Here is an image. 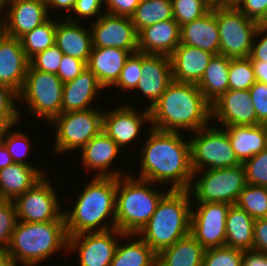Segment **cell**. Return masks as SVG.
<instances>
[{
  "label": "cell",
  "instance_id": "6da1fadb",
  "mask_svg": "<svg viewBox=\"0 0 267 266\" xmlns=\"http://www.w3.org/2000/svg\"><path fill=\"white\" fill-rule=\"evenodd\" d=\"M141 148L140 173L136 178L160 184H170V190H189L193 170L190 141L181 132L150 128Z\"/></svg>",
  "mask_w": 267,
  "mask_h": 266
},
{
  "label": "cell",
  "instance_id": "7a4b0ae2",
  "mask_svg": "<svg viewBox=\"0 0 267 266\" xmlns=\"http://www.w3.org/2000/svg\"><path fill=\"white\" fill-rule=\"evenodd\" d=\"M149 112L150 127L160 131L195 132L212 121L211 104L198 86L174 80Z\"/></svg>",
  "mask_w": 267,
  "mask_h": 266
},
{
  "label": "cell",
  "instance_id": "3957f363",
  "mask_svg": "<svg viewBox=\"0 0 267 266\" xmlns=\"http://www.w3.org/2000/svg\"><path fill=\"white\" fill-rule=\"evenodd\" d=\"M116 189V177L91 178L72 210H63L68 237L115 228Z\"/></svg>",
  "mask_w": 267,
  "mask_h": 266
},
{
  "label": "cell",
  "instance_id": "277c9868",
  "mask_svg": "<svg viewBox=\"0 0 267 266\" xmlns=\"http://www.w3.org/2000/svg\"><path fill=\"white\" fill-rule=\"evenodd\" d=\"M191 207L189 190H170L137 235L158 254L190 234Z\"/></svg>",
  "mask_w": 267,
  "mask_h": 266
},
{
  "label": "cell",
  "instance_id": "5b68a950",
  "mask_svg": "<svg viewBox=\"0 0 267 266\" xmlns=\"http://www.w3.org/2000/svg\"><path fill=\"white\" fill-rule=\"evenodd\" d=\"M61 250L68 251L65 221H17L6 252L22 266H38Z\"/></svg>",
  "mask_w": 267,
  "mask_h": 266
},
{
  "label": "cell",
  "instance_id": "8992f818",
  "mask_svg": "<svg viewBox=\"0 0 267 266\" xmlns=\"http://www.w3.org/2000/svg\"><path fill=\"white\" fill-rule=\"evenodd\" d=\"M125 173L117 178L115 228L123 234H138L170 189L162 193L154 189L157 184Z\"/></svg>",
  "mask_w": 267,
  "mask_h": 266
},
{
  "label": "cell",
  "instance_id": "52a82bcc",
  "mask_svg": "<svg viewBox=\"0 0 267 266\" xmlns=\"http://www.w3.org/2000/svg\"><path fill=\"white\" fill-rule=\"evenodd\" d=\"M63 87L56 74L41 72L29 64L18 102L28 108L34 118L51 123L62 113Z\"/></svg>",
  "mask_w": 267,
  "mask_h": 266
},
{
  "label": "cell",
  "instance_id": "ba28073f",
  "mask_svg": "<svg viewBox=\"0 0 267 266\" xmlns=\"http://www.w3.org/2000/svg\"><path fill=\"white\" fill-rule=\"evenodd\" d=\"M192 180L195 181L189 188L191 198L194 199L192 203L236 204L239 194L247 185L243 163L234 167L196 171L193 172Z\"/></svg>",
  "mask_w": 267,
  "mask_h": 266
},
{
  "label": "cell",
  "instance_id": "9c48e42d",
  "mask_svg": "<svg viewBox=\"0 0 267 266\" xmlns=\"http://www.w3.org/2000/svg\"><path fill=\"white\" fill-rule=\"evenodd\" d=\"M103 109L61 113L51 123L56 128L54 155L81 150L103 130Z\"/></svg>",
  "mask_w": 267,
  "mask_h": 266
},
{
  "label": "cell",
  "instance_id": "30bf717a",
  "mask_svg": "<svg viewBox=\"0 0 267 266\" xmlns=\"http://www.w3.org/2000/svg\"><path fill=\"white\" fill-rule=\"evenodd\" d=\"M216 125L201 128L188 138L193 172L242 164L231 147L227 132Z\"/></svg>",
  "mask_w": 267,
  "mask_h": 266
},
{
  "label": "cell",
  "instance_id": "8fae6325",
  "mask_svg": "<svg viewBox=\"0 0 267 266\" xmlns=\"http://www.w3.org/2000/svg\"><path fill=\"white\" fill-rule=\"evenodd\" d=\"M219 29V54L230 59L250 56L258 22L238 9L216 8Z\"/></svg>",
  "mask_w": 267,
  "mask_h": 266
},
{
  "label": "cell",
  "instance_id": "7c38bea8",
  "mask_svg": "<svg viewBox=\"0 0 267 266\" xmlns=\"http://www.w3.org/2000/svg\"><path fill=\"white\" fill-rule=\"evenodd\" d=\"M45 175L31 189L14 200L17 220L22 222L65 221L63 209L49 177Z\"/></svg>",
  "mask_w": 267,
  "mask_h": 266
},
{
  "label": "cell",
  "instance_id": "4fadbf2b",
  "mask_svg": "<svg viewBox=\"0 0 267 266\" xmlns=\"http://www.w3.org/2000/svg\"><path fill=\"white\" fill-rule=\"evenodd\" d=\"M190 234L206 250L225 246L226 216L230 204L192 203Z\"/></svg>",
  "mask_w": 267,
  "mask_h": 266
},
{
  "label": "cell",
  "instance_id": "5bb4252c",
  "mask_svg": "<svg viewBox=\"0 0 267 266\" xmlns=\"http://www.w3.org/2000/svg\"><path fill=\"white\" fill-rule=\"evenodd\" d=\"M122 235V232L113 228L70 236L67 254L77 251L79 266H110Z\"/></svg>",
  "mask_w": 267,
  "mask_h": 266
},
{
  "label": "cell",
  "instance_id": "9a60e30c",
  "mask_svg": "<svg viewBox=\"0 0 267 266\" xmlns=\"http://www.w3.org/2000/svg\"><path fill=\"white\" fill-rule=\"evenodd\" d=\"M92 48H121L138 52V32L131 17L103 13L91 23Z\"/></svg>",
  "mask_w": 267,
  "mask_h": 266
},
{
  "label": "cell",
  "instance_id": "2e32d148",
  "mask_svg": "<svg viewBox=\"0 0 267 266\" xmlns=\"http://www.w3.org/2000/svg\"><path fill=\"white\" fill-rule=\"evenodd\" d=\"M124 103L117 108H111L103 113V131L121 148L133 143L139 135L143 125L150 126V112L148 109L139 110Z\"/></svg>",
  "mask_w": 267,
  "mask_h": 266
},
{
  "label": "cell",
  "instance_id": "e0dca14e",
  "mask_svg": "<svg viewBox=\"0 0 267 266\" xmlns=\"http://www.w3.org/2000/svg\"><path fill=\"white\" fill-rule=\"evenodd\" d=\"M5 10L3 33L17 39L50 17L46 0H8Z\"/></svg>",
  "mask_w": 267,
  "mask_h": 266
},
{
  "label": "cell",
  "instance_id": "ac0fdd59",
  "mask_svg": "<svg viewBox=\"0 0 267 266\" xmlns=\"http://www.w3.org/2000/svg\"><path fill=\"white\" fill-rule=\"evenodd\" d=\"M141 73L135 90L150 101L145 107L149 110L173 81L169 56L142 53Z\"/></svg>",
  "mask_w": 267,
  "mask_h": 266
},
{
  "label": "cell",
  "instance_id": "d6986e66",
  "mask_svg": "<svg viewBox=\"0 0 267 266\" xmlns=\"http://www.w3.org/2000/svg\"><path fill=\"white\" fill-rule=\"evenodd\" d=\"M211 107L212 120H218L221 128L231 125H257L249 89H228Z\"/></svg>",
  "mask_w": 267,
  "mask_h": 266
},
{
  "label": "cell",
  "instance_id": "ffe728a7",
  "mask_svg": "<svg viewBox=\"0 0 267 266\" xmlns=\"http://www.w3.org/2000/svg\"><path fill=\"white\" fill-rule=\"evenodd\" d=\"M30 60L26 57L20 39L0 36V85L20 93Z\"/></svg>",
  "mask_w": 267,
  "mask_h": 266
},
{
  "label": "cell",
  "instance_id": "44dd1931",
  "mask_svg": "<svg viewBox=\"0 0 267 266\" xmlns=\"http://www.w3.org/2000/svg\"><path fill=\"white\" fill-rule=\"evenodd\" d=\"M120 152L121 148L102 130L81 149V166L97 171V177H121L123 171L111 167Z\"/></svg>",
  "mask_w": 267,
  "mask_h": 266
},
{
  "label": "cell",
  "instance_id": "7402d4cb",
  "mask_svg": "<svg viewBox=\"0 0 267 266\" xmlns=\"http://www.w3.org/2000/svg\"><path fill=\"white\" fill-rule=\"evenodd\" d=\"M214 55L197 47L179 44L169 56L173 80L197 84Z\"/></svg>",
  "mask_w": 267,
  "mask_h": 266
},
{
  "label": "cell",
  "instance_id": "603a6c76",
  "mask_svg": "<svg viewBox=\"0 0 267 266\" xmlns=\"http://www.w3.org/2000/svg\"><path fill=\"white\" fill-rule=\"evenodd\" d=\"M181 27L174 20H165L144 27L138 32V52L170 56L180 44Z\"/></svg>",
  "mask_w": 267,
  "mask_h": 266
},
{
  "label": "cell",
  "instance_id": "cb8c5ba5",
  "mask_svg": "<svg viewBox=\"0 0 267 266\" xmlns=\"http://www.w3.org/2000/svg\"><path fill=\"white\" fill-rule=\"evenodd\" d=\"M64 18L62 15V21L59 17L57 19L55 44L64 55L78 58L87 64L92 50L91 29L80 22Z\"/></svg>",
  "mask_w": 267,
  "mask_h": 266
},
{
  "label": "cell",
  "instance_id": "d4e9b609",
  "mask_svg": "<svg viewBox=\"0 0 267 266\" xmlns=\"http://www.w3.org/2000/svg\"><path fill=\"white\" fill-rule=\"evenodd\" d=\"M103 90L97 77L86 68L74 80L64 83L62 113L96 108L90 105Z\"/></svg>",
  "mask_w": 267,
  "mask_h": 266
},
{
  "label": "cell",
  "instance_id": "484cf974",
  "mask_svg": "<svg viewBox=\"0 0 267 266\" xmlns=\"http://www.w3.org/2000/svg\"><path fill=\"white\" fill-rule=\"evenodd\" d=\"M180 44L197 47L219 54L220 37L216 22V8L205 15L181 26Z\"/></svg>",
  "mask_w": 267,
  "mask_h": 266
},
{
  "label": "cell",
  "instance_id": "4316f807",
  "mask_svg": "<svg viewBox=\"0 0 267 266\" xmlns=\"http://www.w3.org/2000/svg\"><path fill=\"white\" fill-rule=\"evenodd\" d=\"M132 53L121 48H92L87 68L97 77L99 83L108 90L120 77L126 60Z\"/></svg>",
  "mask_w": 267,
  "mask_h": 266
},
{
  "label": "cell",
  "instance_id": "83f0119b",
  "mask_svg": "<svg viewBox=\"0 0 267 266\" xmlns=\"http://www.w3.org/2000/svg\"><path fill=\"white\" fill-rule=\"evenodd\" d=\"M223 129L227 132L231 147L241 163L267 147V131L264 124L231 125Z\"/></svg>",
  "mask_w": 267,
  "mask_h": 266
},
{
  "label": "cell",
  "instance_id": "f1b7e54d",
  "mask_svg": "<svg viewBox=\"0 0 267 266\" xmlns=\"http://www.w3.org/2000/svg\"><path fill=\"white\" fill-rule=\"evenodd\" d=\"M46 171L35 166L13 163L0 169V184L5 200L14 201L39 182Z\"/></svg>",
  "mask_w": 267,
  "mask_h": 266
},
{
  "label": "cell",
  "instance_id": "f546056e",
  "mask_svg": "<svg viewBox=\"0 0 267 266\" xmlns=\"http://www.w3.org/2000/svg\"><path fill=\"white\" fill-rule=\"evenodd\" d=\"M110 266H157V254L137 234H123Z\"/></svg>",
  "mask_w": 267,
  "mask_h": 266
},
{
  "label": "cell",
  "instance_id": "4dcf8cb0",
  "mask_svg": "<svg viewBox=\"0 0 267 266\" xmlns=\"http://www.w3.org/2000/svg\"><path fill=\"white\" fill-rule=\"evenodd\" d=\"M229 65L230 58L214 55L196 84L211 105L229 89Z\"/></svg>",
  "mask_w": 267,
  "mask_h": 266
},
{
  "label": "cell",
  "instance_id": "1f68e13d",
  "mask_svg": "<svg viewBox=\"0 0 267 266\" xmlns=\"http://www.w3.org/2000/svg\"><path fill=\"white\" fill-rule=\"evenodd\" d=\"M255 220L236 204L230 205L226 216L225 246L242 251L253 250Z\"/></svg>",
  "mask_w": 267,
  "mask_h": 266
},
{
  "label": "cell",
  "instance_id": "d6a6232c",
  "mask_svg": "<svg viewBox=\"0 0 267 266\" xmlns=\"http://www.w3.org/2000/svg\"><path fill=\"white\" fill-rule=\"evenodd\" d=\"M205 249L191 235L157 254V266H202Z\"/></svg>",
  "mask_w": 267,
  "mask_h": 266
},
{
  "label": "cell",
  "instance_id": "836d02e7",
  "mask_svg": "<svg viewBox=\"0 0 267 266\" xmlns=\"http://www.w3.org/2000/svg\"><path fill=\"white\" fill-rule=\"evenodd\" d=\"M173 19L172 0H140L131 20L137 32L155 23Z\"/></svg>",
  "mask_w": 267,
  "mask_h": 266
},
{
  "label": "cell",
  "instance_id": "e575fe53",
  "mask_svg": "<svg viewBox=\"0 0 267 266\" xmlns=\"http://www.w3.org/2000/svg\"><path fill=\"white\" fill-rule=\"evenodd\" d=\"M56 18H48L20 38L26 57L30 60L37 53L42 52L55 44Z\"/></svg>",
  "mask_w": 267,
  "mask_h": 266
},
{
  "label": "cell",
  "instance_id": "d590c367",
  "mask_svg": "<svg viewBox=\"0 0 267 266\" xmlns=\"http://www.w3.org/2000/svg\"><path fill=\"white\" fill-rule=\"evenodd\" d=\"M236 205L254 220L267 218V187L247 184L239 194Z\"/></svg>",
  "mask_w": 267,
  "mask_h": 266
},
{
  "label": "cell",
  "instance_id": "8d00e7d4",
  "mask_svg": "<svg viewBox=\"0 0 267 266\" xmlns=\"http://www.w3.org/2000/svg\"><path fill=\"white\" fill-rule=\"evenodd\" d=\"M12 127L8 126L2 137V143L5 145L8 153L11 155L14 163H22L29 166H34L31 163L25 160L31 154L30 148L32 144L30 143V137L26 133L24 134L20 129H16V131L11 130ZM31 144V145H30Z\"/></svg>",
  "mask_w": 267,
  "mask_h": 266
},
{
  "label": "cell",
  "instance_id": "74e56055",
  "mask_svg": "<svg viewBox=\"0 0 267 266\" xmlns=\"http://www.w3.org/2000/svg\"><path fill=\"white\" fill-rule=\"evenodd\" d=\"M173 19L183 26L199 19L212 8L209 0H172Z\"/></svg>",
  "mask_w": 267,
  "mask_h": 266
},
{
  "label": "cell",
  "instance_id": "f35d334b",
  "mask_svg": "<svg viewBox=\"0 0 267 266\" xmlns=\"http://www.w3.org/2000/svg\"><path fill=\"white\" fill-rule=\"evenodd\" d=\"M255 82V73L249 57L230 59L229 89L248 90Z\"/></svg>",
  "mask_w": 267,
  "mask_h": 266
},
{
  "label": "cell",
  "instance_id": "ab89813d",
  "mask_svg": "<svg viewBox=\"0 0 267 266\" xmlns=\"http://www.w3.org/2000/svg\"><path fill=\"white\" fill-rule=\"evenodd\" d=\"M244 251L227 246L206 249L202 266H243Z\"/></svg>",
  "mask_w": 267,
  "mask_h": 266
},
{
  "label": "cell",
  "instance_id": "60d3db41",
  "mask_svg": "<svg viewBox=\"0 0 267 266\" xmlns=\"http://www.w3.org/2000/svg\"><path fill=\"white\" fill-rule=\"evenodd\" d=\"M15 101L18 102V94L11 88L0 85V122L7 127L21 124L22 113Z\"/></svg>",
  "mask_w": 267,
  "mask_h": 266
},
{
  "label": "cell",
  "instance_id": "b9f144b4",
  "mask_svg": "<svg viewBox=\"0 0 267 266\" xmlns=\"http://www.w3.org/2000/svg\"><path fill=\"white\" fill-rule=\"evenodd\" d=\"M142 66V53L136 52L131 54L130 57L126 60L123 69L121 70V74L117 82L113 85V87L120 88V90H124V92L131 91L136 89V86L142 76L141 73Z\"/></svg>",
  "mask_w": 267,
  "mask_h": 266
},
{
  "label": "cell",
  "instance_id": "7bdbcfd3",
  "mask_svg": "<svg viewBox=\"0 0 267 266\" xmlns=\"http://www.w3.org/2000/svg\"><path fill=\"white\" fill-rule=\"evenodd\" d=\"M17 214L14 201L0 202V253L6 252L11 235L17 223Z\"/></svg>",
  "mask_w": 267,
  "mask_h": 266
},
{
  "label": "cell",
  "instance_id": "ee69618b",
  "mask_svg": "<svg viewBox=\"0 0 267 266\" xmlns=\"http://www.w3.org/2000/svg\"><path fill=\"white\" fill-rule=\"evenodd\" d=\"M243 165L247 184L267 187V147Z\"/></svg>",
  "mask_w": 267,
  "mask_h": 266
},
{
  "label": "cell",
  "instance_id": "f6af8a7d",
  "mask_svg": "<svg viewBox=\"0 0 267 266\" xmlns=\"http://www.w3.org/2000/svg\"><path fill=\"white\" fill-rule=\"evenodd\" d=\"M63 52L56 44L37 53L30 59V65L41 72L57 74Z\"/></svg>",
  "mask_w": 267,
  "mask_h": 266
},
{
  "label": "cell",
  "instance_id": "bcb514c9",
  "mask_svg": "<svg viewBox=\"0 0 267 266\" xmlns=\"http://www.w3.org/2000/svg\"><path fill=\"white\" fill-rule=\"evenodd\" d=\"M102 8H104L103 0H76L71 13L66 19L80 22V18L88 19L89 17H96L95 20H97L102 13H105L103 11L101 12ZM74 13H76L77 17Z\"/></svg>",
  "mask_w": 267,
  "mask_h": 266
},
{
  "label": "cell",
  "instance_id": "7dc6e473",
  "mask_svg": "<svg viewBox=\"0 0 267 266\" xmlns=\"http://www.w3.org/2000/svg\"><path fill=\"white\" fill-rule=\"evenodd\" d=\"M252 106L257 116V125L267 123V84L256 81L249 88Z\"/></svg>",
  "mask_w": 267,
  "mask_h": 266
},
{
  "label": "cell",
  "instance_id": "c3c4849f",
  "mask_svg": "<svg viewBox=\"0 0 267 266\" xmlns=\"http://www.w3.org/2000/svg\"><path fill=\"white\" fill-rule=\"evenodd\" d=\"M86 68L87 65L83 60L68 55H63L56 75L63 83H66L74 80Z\"/></svg>",
  "mask_w": 267,
  "mask_h": 266
},
{
  "label": "cell",
  "instance_id": "681fc988",
  "mask_svg": "<svg viewBox=\"0 0 267 266\" xmlns=\"http://www.w3.org/2000/svg\"><path fill=\"white\" fill-rule=\"evenodd\" d=\"M106 10L105 13L115 16L131 17L140 0H103Z\"/></svg>",
  "mask_w": 267,
  "mask_h": 266
},
{
  "label": "cell",
  "instance_id": "f907efd6",
  "mask_svg": "<svg viewBox=\"0 0 267 266\" xmlns=\"http://www.w3.org/2000/svg\"><path fill=\"white\" fill-rule=\"evenodd\" d=\"M249 58L251 61L267 62V27L258 26Z\"/></svg>",
  "mask_w": 267,
  "mask_h": 266
},
{
  "label": "cell",
  "instance_id": "816d5d0a",
  "mask_svg": "<svg viewBox=\"0 0 267 266\" xmlns=\"http://www.w3.org/2000/svg\"><path fill=\"white\" fill-rule=\"evenodd\" d=\"M237 9L258 22L267 10V0H243Z\"/></svg>",
  "mask_w": 267,
  "mask_h": 266
},
{
  "label": "cell",
  "instance_id": "f5cc1de1",
  "mask_svg": "<svg viewBox=\"0 0 267 266\" xmlns=\"http://www.w3.org/2000/svg\"><path fill=\"white\" fill-rule=\"evenodd\" d=\"M253 250L267 256V218L257 219L254 222Z\"/></svg>",
  "mask_w": 267,
  "mask_h": 266
},
{
  "label": "cell",
  "instance_id": "db71d44e",
  "mask_svg": "<svg viewBox=\"0 0 267 266\" xmlns=\"http://www.w3.org/2000/svg\"><path fill=\"white\" fill-rule=\"evenodd\" d=\"M243 266H267V256L255 250L244 251Z\"/></svg>",
  "mask_w": 267,
  "mask_h": 266
},
{
  "label": "cell",
  "instance_id": "11a10c76",
  "mask_svg": "<svg viewBox=\"0 0 267 266\" xmlns=\"http://www.w3.org/2000/svg\"><path fill=\"white\" fill-rule=\"evenodd\" d=\"M76 0H46V5H47V10L50 16V9L54 7L56 10L61 9L65 10L68 12L67 14L69 15L74 7V3Z\"/></svg>",
  "mask_w": 267,
  "mask_h": 266
},
{
  "label": "cell",
  "instance_id": "9f6ffc18",
  "mask_svg": "<svg viewBox=\"0 0 267 266\" xmlns=\"http://www.w3.org/2000/svg\"><path fill=\"white\" fill-rule=\"evenodd\" d=\"M256 81L267 84V62L251 61Z\"/></svg>",
  "mask_w": 267,
  "mask_h": 266
},
{
  "label": "cell",
  "instance_id": "6f0895ef",
  "mask_svg": "<svg viewBox=\"0 0 267 266\" xmlns=\"http://www.w3.org/2000/svg\"><path fill=\"white\" fill-rule=\"evenodd\" d=\"M243 0H209L211 8L237 9Z\"/></svg>",
  "mask_w": 267,
  "mask_h": 266
},
{
  "label": "cell",
  "instance_id": "680465c9",
  "mask_svg": "<svg viewBox=\"0 0 267 266\" xmlns=\"http://www.w3.org/2000/svg\"><path fill=\"white\" fill-rule=\"evenodd\" d=\"M14 162L11 155L8 153L5 145L0 143V169H3L9 165H12Z\"/></svg>",
  "mask_w": 267,
  "mask_h": 266
},
{
  "label": "cell",
  "instance_id": "91938a15",
  "mask_svg": "<svg viewBox=\"0 0 267 266\" xmlns=\"http://www.w3.org/2000/svg\"><path fill=\"white\" fill-rule=\"evenodd\" d=\"M7 252L0 253V266H18L20 265Z\"/></svg>",
  "mask_w": 267,
  "mask_h": 266
},
{
  "label": "cell",
  "instance_id": "94428289",
  "mask_svg": "<svg viewBox=\"0 0 267 266\" xmlns=\"http://www.w3.org/2000/svg\"><path fill=\"white\" fill-rule=\"evenodd\" d=\"M7 2L8 0H0V24H3L5 20L6 15L5 14L3 15L2 13H4L3 11H5L4 8L7 6Z\"/></svg>",
  "mask_w": 267,
  "mask_h": 266
},
{
  "label": "cell",
  "instance_id": "6125c7cd",
  "mask_svg": "<svg viewBox=\"0 0 267 266\" xmlns=\"http://www.w3.org/2000/svg\"><path fill=\"white\" fill-rule=\"evenodd\" d=\"M258 25L262 27H267V10L264 14V16L258 21Z\"/></svg>",
  "mask_w": 267,
  "mask_h": 266
},
{
  "label": "cell",
  "instance_id": "be15d7a7",
  "mask_svg": "<svg viewBox=\"0 0 267 266\" xmlns=\"http://www.w3.org/2000/svg\"><path fill=\"white\" fill-rule=\"evenodd\" d=\"M6 128L7 126L3 122H0V143L2 142L3 133Z\"/></svg>",
  "mask_w": 267,
  "mask_h": 266
},
{
  "label": "cell",
  "instance_id": "e7e4bbea",
  "mask_svg": "<svg viewBox=\"0 0 267 266\" xmlns=\"http://www.w3.org/2000/svg\"><path fill=\"white\" fill-rule=\"evenodd\" d=\"M5 199H4V197H3V192H2V190H1V184H0V202L1 201H4Z\"/></svg>",
  "mask_w": 267,
  "mask_h": 266
},
{
  "label": "cell",
  "instance_id": "03108f58",
  "mask_svg": "<svg viewBox=\"0 0 267 266\" xmlns=\"http://www.w3.org/2000/svg\"><path fill=\"white\" fill-rule=\"evenodd\" d=\"M3 34V25L0 24V36Z\"/></svg>",
  "mask_w": 267,
  "mask_h": 266
}]
</instances>
